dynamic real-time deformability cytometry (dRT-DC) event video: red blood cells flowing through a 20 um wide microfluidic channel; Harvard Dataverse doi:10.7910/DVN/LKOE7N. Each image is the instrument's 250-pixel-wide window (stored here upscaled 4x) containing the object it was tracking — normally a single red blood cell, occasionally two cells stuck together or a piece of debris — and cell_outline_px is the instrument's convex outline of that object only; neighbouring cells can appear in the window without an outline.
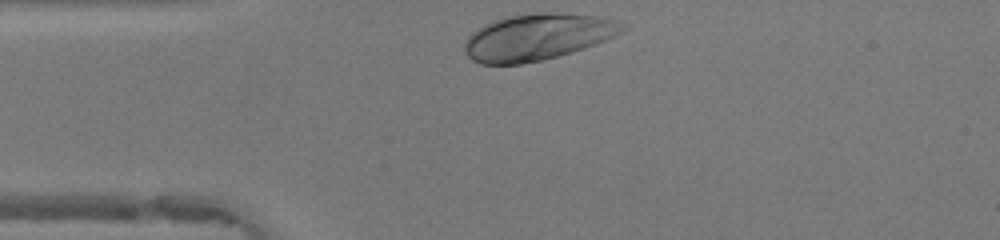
{"species": "human", "species_latin": "Homo sapiens", "temperature_condition": "warm", "stored_images_in_passage": 28, "camera_frame_rate_fps": 3000, "um_per_image_px": 0.085, "donor": {"sex": "female"}, "frame": {"image": 1, "passage_image": 1, "time_ms": 0.0, "image_size_px": [1000, 240], "cell_outline_px": [[628, 28], [604, 40], [544, 60], [520, 64], [480, 64], [472, 60], [464, 52], [464, 44], [468, 36], [472, 32], [484, 24], [492, 20], [512, 16], [536, 12], [552, 12], [600, 16], [620, 20], [628, 24]], "centroid_in_image_um": [45.67, 3.13], "position_along_channel_um": 39.3, "area_um2": 42.66}}
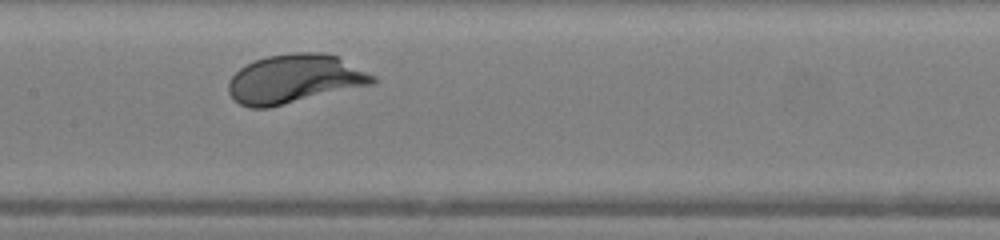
{"frame": {"image": 2, "passage_image": 13, "time_ms": 4.0, "image_size_px": [1000, 240], "cell_outline_px": [[376, 80], [372, 84], [268, 108], [248, 108], [240, 104], [228, 92], [228, 80], [240, 68], [256, 60], [268, 56], [292, 52], [320, 52], [336, 56], [376, 76]], "centroid_in_image_um": [25.02, 6.71], "position_along_channel_um": 182.4, "area_um2": 40.69}}
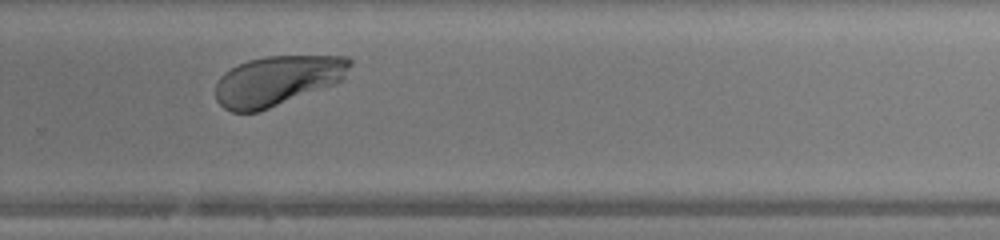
{"frame": {"image": 3, "passage_image": 22, "time_ms": 7.0, "image_size_px": [1000, 240], "cell_outline_px": [[352, 64], [344, 80], [260, 112], [232, 112], [224, 108], [216, 100], [216, 84], [220, 76], [224, 72], [248, 60], [264, 56], [348, 56], [352, 60]], "centroid_in_image_um": [23.59, 6.85], "position_along_channel_um": 306.2, "area_um2": 39.19}, "authors_computed_cell_mechanics": {"area_um2": 40.46, "velocity_mm_per_s": 4.1355, "shape_relaxation_time_tau1_ms": 1.1336, "shape_relaxation_time_tau2_ms": 2.2256, "deformation_change_tau1": 0.1428, "deformation_change_tau2": null}}